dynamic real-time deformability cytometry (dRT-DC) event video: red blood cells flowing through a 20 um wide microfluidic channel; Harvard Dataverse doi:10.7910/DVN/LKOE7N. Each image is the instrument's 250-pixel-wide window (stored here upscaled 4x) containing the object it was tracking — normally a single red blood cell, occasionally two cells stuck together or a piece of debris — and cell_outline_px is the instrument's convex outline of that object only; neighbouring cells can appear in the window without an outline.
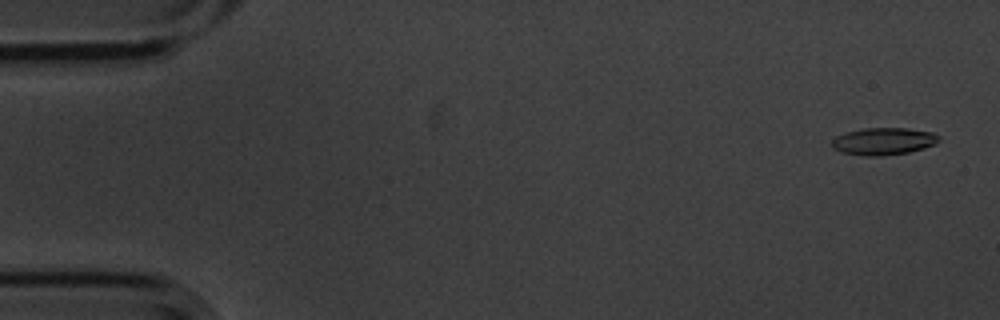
{"species": "common noctule bat (a hibernating species)", "species_latin": "Nyctalus noctula", "temperature_condition": "cold", "stored_images_in_passage": 5, "camera_frame_rate_fps": 3000, "um_per_image_px": 0.085, "animal": {"sex": "male", "body_mass_g": 20.1, "forearm_length_mm": 53.5}, "frame": {"image": 1, "passage_image": 1, "time_ms": 0.0, "image_size_px": [1000, 320], "cell_outline_px": [[940, 140], [936, 144], [924, 148], [908, 152], [880, 156], [864, 156], [840, 152], [832, 148], [832, 140], [836, 136], [844, 132], [864, 128], [908, 128], [932, 132], [940, 136]], "centroid_in_image_um": [75.09, 12.0], "position_along_channel_um": 9.9, "area_um2": 17.17}}